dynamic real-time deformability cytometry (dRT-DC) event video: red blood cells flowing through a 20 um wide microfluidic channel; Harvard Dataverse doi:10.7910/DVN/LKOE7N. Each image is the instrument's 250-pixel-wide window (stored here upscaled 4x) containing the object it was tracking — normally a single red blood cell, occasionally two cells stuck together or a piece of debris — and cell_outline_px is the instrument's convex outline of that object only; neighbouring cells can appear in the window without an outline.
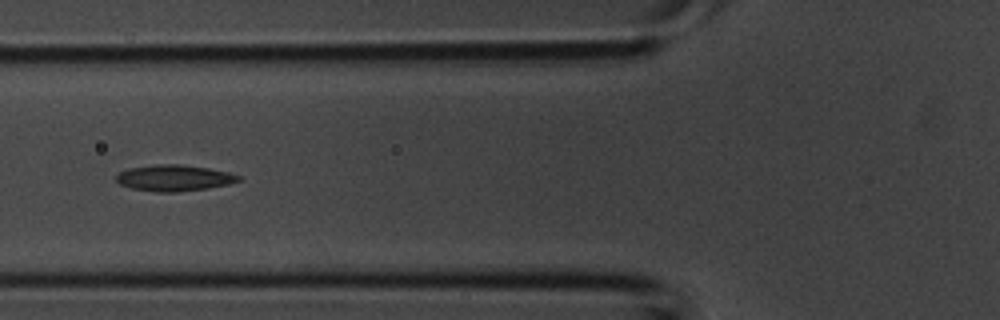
{"species": "common noctule bat (a hibernating species)", "species_latin": "Nyctalus noctula", "temperature_condition": "room temperature", "stored_images_in_passage": 4, "camera_frame_rate_fps": 3000, "um_per_image_px": 0.085, "animal": {"sex": "male", "body_mass_g": 20.1, "forearm_length_mm": 53.5}, "frame": {"image": 1, "passage_image": 4, "time_ms": 1.0, "image_size_px": [1000, 320], "cell_outline_px": [[244, 176], [240, 180], [228, 184], [208, 188], [176, 192], [156, 192], [132, 188], [120, 184], [116, 180], [116, 176], [120, 172], [128, 168], [156, 164], [180, 164], [208, 168], [228, 172]], "centroid_in_image_um": [14.82, 15.12], "position_along_channel_um": 111.0, "area_um2": 18.67}}